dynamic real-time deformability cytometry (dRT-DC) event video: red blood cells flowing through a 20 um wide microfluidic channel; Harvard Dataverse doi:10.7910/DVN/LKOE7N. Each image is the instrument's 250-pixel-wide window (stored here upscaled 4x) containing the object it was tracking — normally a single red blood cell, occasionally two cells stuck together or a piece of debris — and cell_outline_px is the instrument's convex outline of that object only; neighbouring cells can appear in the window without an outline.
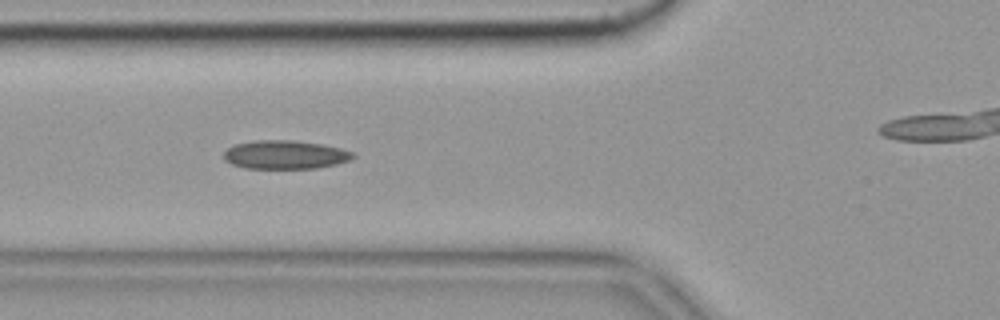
{"species": "common noctule bat (a hibernating species)", "species_latin": "Nyctalus noctula", "temperature_condition": "cold", "stored_images_in_passage": 31, "camera_frame_rate_fps": 3000, "um_per_image_px": 0.085, "animal": {"sex": "female", "body_mass_g": 19.9}, "frame": {"image": 1, "passage_image": 5, "time_ms": 1.333, "image_size_px": [1000, 320], "cell_outline_px": [[356, 156], [352, 160], [336, 164], [316, 168], [244, 168], [232, 164], [224, 160], [224, 152], [232, 144], [256, 140], [292, 140], [324, 144], [340, 148], [352, 152]], "centroid_in_image_um": [24.23, 13.14], "position_along_channel_um": 101.6, "area_um2": 21.68}}